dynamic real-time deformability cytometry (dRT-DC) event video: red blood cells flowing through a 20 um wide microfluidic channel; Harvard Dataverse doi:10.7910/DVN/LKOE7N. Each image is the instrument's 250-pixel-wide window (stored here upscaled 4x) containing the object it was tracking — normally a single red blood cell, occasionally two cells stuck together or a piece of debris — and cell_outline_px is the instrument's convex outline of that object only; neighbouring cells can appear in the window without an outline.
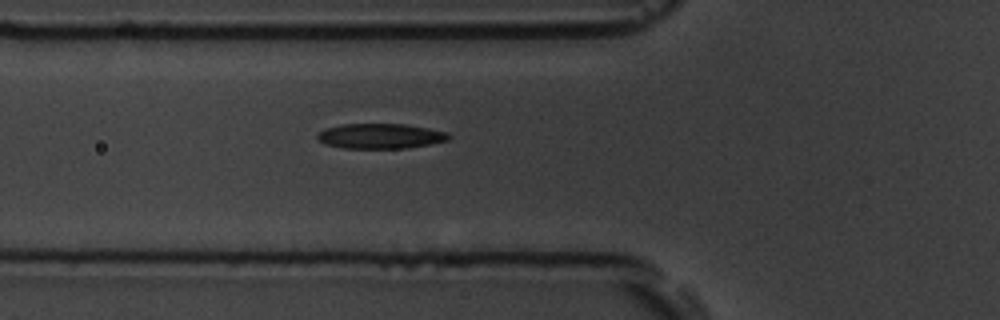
{"species": "common noctule bat (a hibernating species)", "species_latin": "Nyctalus noctula", "temperature_condition": "room temperature", "stored_images_in_passage": 40, "camera_frame_rate_fps": 3000, "um_per_image_px": 0.085, "animal": {"sex": "male", "body_mass_g": 19.5, "forearm_length_mm": 54.6}, "frame": {"image": 1, "passage_image": 5, "time_ms": 1.333, "image_size_px": [1000, 320], "cell_outline_px": [[452, 136], [448, 140], [432, 144], [404, 148], [344, 148], [328, 144], [320, 140], [316, 136], [324, 128], [340, 124], [404, 124], [428, 128], [448, 132]], "centroid_in_image_um": [32.38, 11.56], "position_along_channel_um": 93.4, "area_um2": 19.13}}
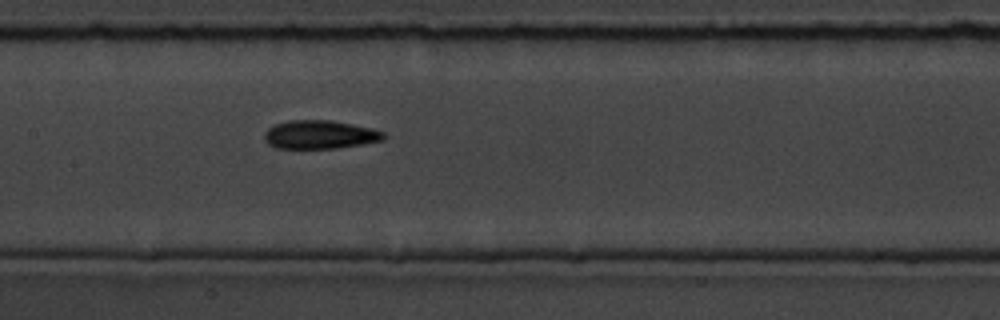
{"frame": {"image": 2, "passage_image": 12, "time_ms": 3.667, "image_size_px": [1000, 320], "cell_outline_px": [[384, 140], [336, 148], [276, 148], [268, 144], [264, 140], [264, 132], [272, 124], [288, 120], [332, 120], [372, 128], [384, 132]], "centroid_in_image_um": [27.13, 11.43], "position_along_channel_um": 180.3, "area_um2": 19.88}}
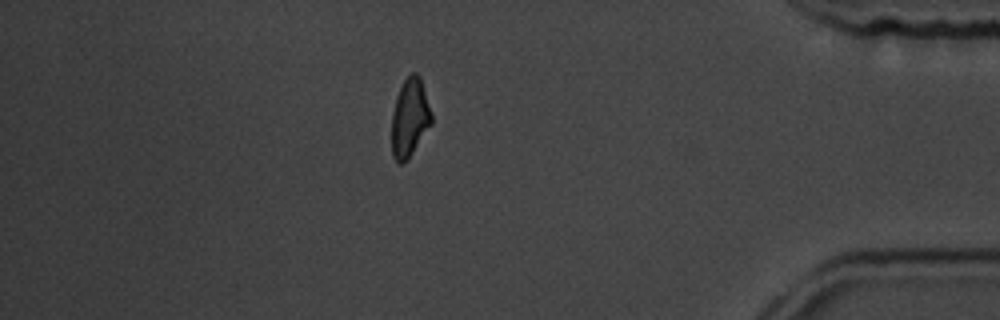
{"frame": {"image": 3, "passage_image": 33, "time_ms": 10.667, "image_size_px": [1000, 320], "cell_outline_px": [[432, 124], [404, 164], [396, 164], [392, 156], [392, 112], [396, 96], [404, 80], [412, 72], [416, 72], [420, 76], [432, 112]], "centroid_in_image_um": [34.83, 10.03], "position_along_channel_um": 400.4, "area_um2": 18.38}, "authors_computed_cell_mechanics": {"area_um2": 18.9006, "velocity_mm_per_s": 3.697, "shape_relaxation_time_tau1_ms": 3.8823, "shape_relaxation_time_tau2_ms": 4.1268, "deformation_change_tau1": 0.1332, "deformation_change_tau2": 0.1234}}